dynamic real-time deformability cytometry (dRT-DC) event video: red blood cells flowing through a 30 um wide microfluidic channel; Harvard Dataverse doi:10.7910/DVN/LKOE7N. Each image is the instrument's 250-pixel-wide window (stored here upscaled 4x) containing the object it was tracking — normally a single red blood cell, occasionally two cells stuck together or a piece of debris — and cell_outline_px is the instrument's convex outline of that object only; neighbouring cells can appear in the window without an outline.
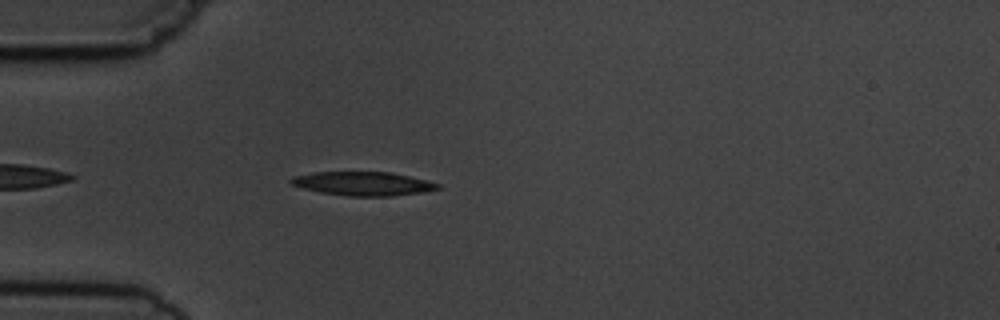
{"species": "common noctule bat (a hibernating species)", "species_latin": "Nyctalus noctula", "temperature_condition": "cold", "stored_images_in_passage": 4, "camera_frame_rate_fps": 3000, "um_per_image_px": 0.085, "animal": {"sex": "male", "body_mass_g": 19.5, "forearm_length_mm": 54.6}, "frame": {"image": 1, "passage_image": 4, "time_ms": 3.333, "image_size_px": [1000, 320], "cell_outline_px": [[440, 188], [424, 192], [392, 196], [348, 196], [320, 192], [304, 188], [292, 184], [288, 180], [292, 176], [312, 172], [392, 172], [440, 184]], "centroid_in_image_um": [30.83, 15.61], "position_along_channel_um": 54.2, "area_um2": 20.29}}